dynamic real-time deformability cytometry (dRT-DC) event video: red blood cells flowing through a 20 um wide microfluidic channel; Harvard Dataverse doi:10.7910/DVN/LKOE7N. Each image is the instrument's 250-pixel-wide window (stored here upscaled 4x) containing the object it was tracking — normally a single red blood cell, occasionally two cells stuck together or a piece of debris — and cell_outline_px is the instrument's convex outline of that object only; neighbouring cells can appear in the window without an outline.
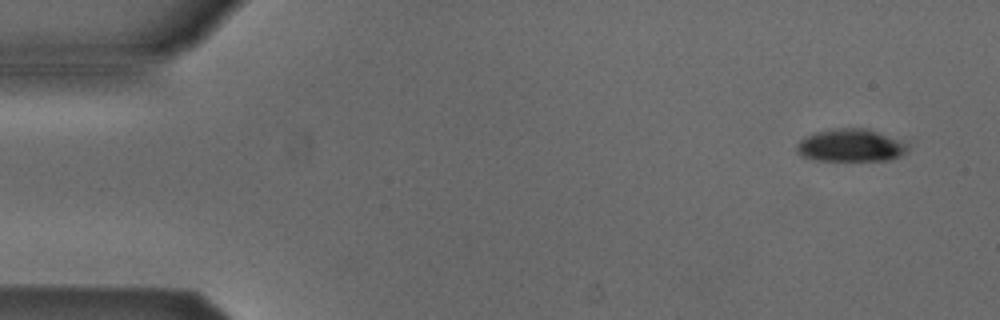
{"species": "Egyptian fruit bat (a non-hibernating species)", "species_latin": "Rousettus aegyptiacus", "temperature_condition": "cold", "stored_images_in_passage": 5, "camera_frame_rate_fps": 3000, "um_per_image_px": 0.085, "animal": {"sex": "male"}, "frame": {"image": 1, "passage_image": 1, "time_ms": 0.0, "image_size_px": [1000, 320], "cell_outline_px": [[908, 152], [900, 156], [888, 160], [812, 160], [800, 156], [796, 152], [796, 144], [800, 140], [816, 132], [840, 128], [864, 128], [900, 140], [908, 144]], "centroid_in_image_um": [72.29, 12.38], "position_along_channel_um": 12.7, "area_um2": 20.98}}
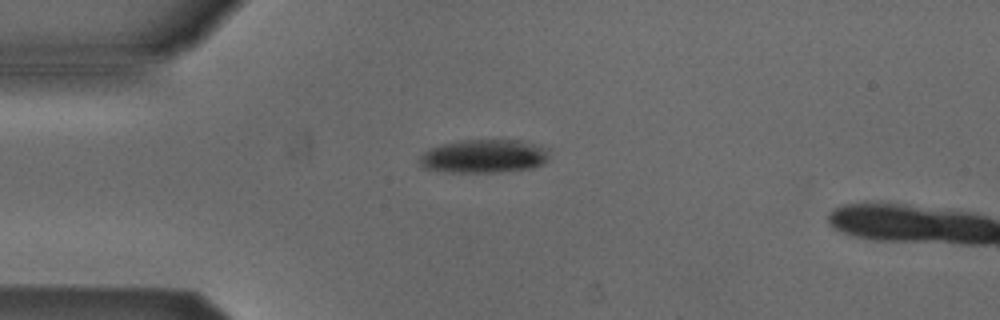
{"frame": {"image": 2, "passage_image": 4, "time_ms": 1.0, "image_size_px": [1000, 320], "cell_outline_px": [[548, 160], [544, 164], [532, 168], [496, 172], [448, 172], [424, 168], [420, 164], [420, 156], [428, 148], [460, 140], [520, 140], [548, 148]], "centroid_in_image_um": [41.15, 13.28], "position_along_channel_um": 43.8, "area_um2": 25.32}}